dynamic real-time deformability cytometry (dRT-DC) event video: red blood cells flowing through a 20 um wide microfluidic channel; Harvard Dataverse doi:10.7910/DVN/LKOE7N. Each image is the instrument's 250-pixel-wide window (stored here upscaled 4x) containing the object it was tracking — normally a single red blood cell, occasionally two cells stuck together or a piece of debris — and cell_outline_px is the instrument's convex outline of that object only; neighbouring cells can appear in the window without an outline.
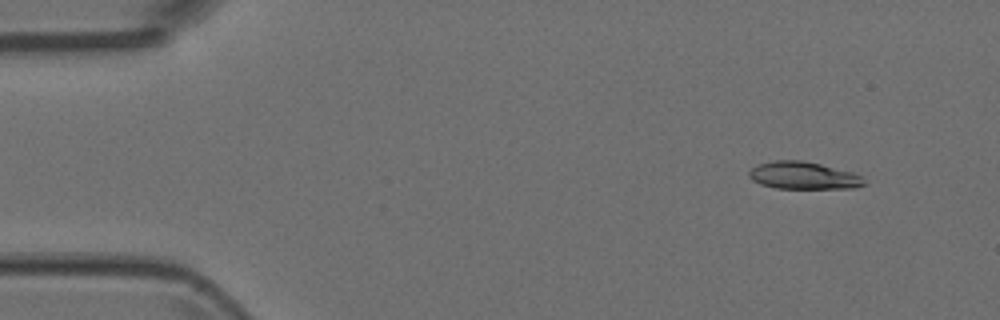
{"species": "Egyptian fruit bat (a non-hibernating species)", "species_latin": "Rousettus aegyptiacus", "temperature_condition": "room temperature", "stored_images_in_passage": 5, "camera_frame_rate_fps": 3000, "um_per_image_px": 0.085, "animal": {"sex": "female"}, "frame": {"image": 1, "passage_image": 2, "time_ms": 0.333, "image_size_px": [1000, 320], "cell_outline_px": [[868, 184], [856, 188], [776, 188], [760, 184], [752, 180], [748, 176], [748, 172], [756, 164], [776, 160], [800, 160], [820, 164], [852, 172], [868, 180]], "centroid_in_image_um": [68.31, 14.92], "position_along_channel_um": 16.7, "area_um2": 18.5}}